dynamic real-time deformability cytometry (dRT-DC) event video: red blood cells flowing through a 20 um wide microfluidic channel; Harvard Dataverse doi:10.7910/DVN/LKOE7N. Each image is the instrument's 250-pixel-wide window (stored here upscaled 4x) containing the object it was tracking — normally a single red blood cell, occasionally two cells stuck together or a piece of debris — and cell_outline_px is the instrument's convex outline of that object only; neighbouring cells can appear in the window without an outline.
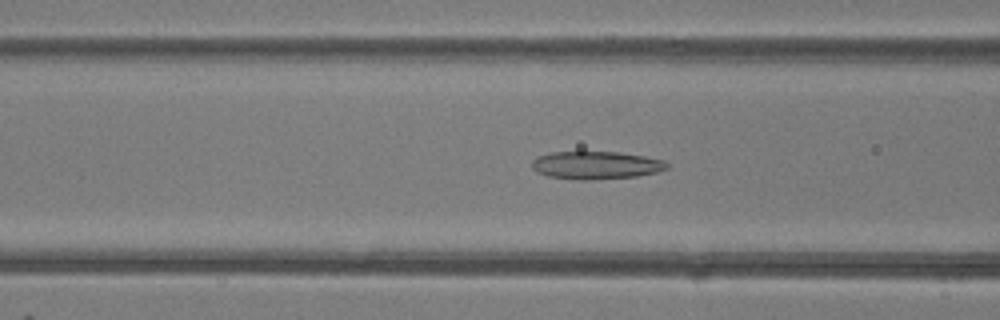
{"species": "common noctule bat (a hibernating species)", "species_latin": "Nyctalus noctula", "temperature_condition": "room temperature", "stored_images_in_passage": 47, "camera_frame_rate_fps": 3000, "um_per_image_px": 0.085, "animal": {"sex": "female"}, "frame": {"image": 1, "passage_image": 18, "time_ms": 5.667, "image_size_px": [1000, 320], "cell_outline_px": [[668, 168], [656, 172], [636, 176], [588, 180], [580, 180], [548, 176], [536, 172], [532, 168], [532, 160], [536, 156], [552, 152], [620, 152], [644, 156], [664, 160], [668, 164]], "centroid_in_image_um": [50.63, 14.04], "position_along_channel_um": 116.0, "area_um2": 21.91}}
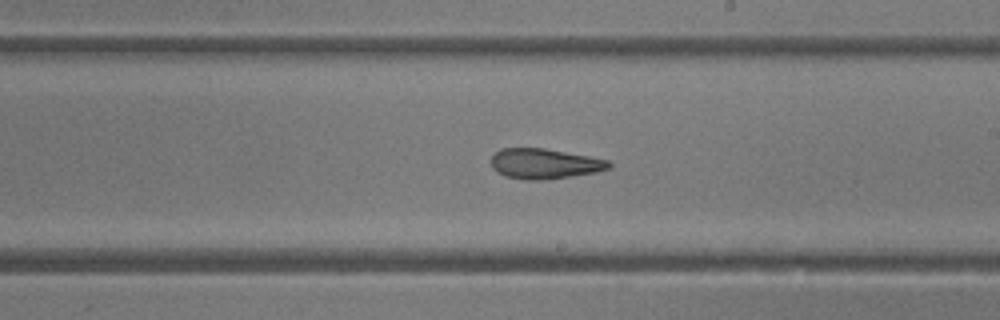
{"frame": {"image": 2, "passage_image": 27, "time_ms": 8.667, "image_size_px": [1000, 320], "cell_outline_px": [[612, 164], [608, 168], [596, 172], [572, 176], [544, 180], [524, 180], [504, 176], [496, 172], [492, 168], [492, 156], [500, 148], [544, 148], [588, 156], [608, 160]], "centroid_in_image_um": [46.25, 13.92], "position_along_channel_um": 242.8, "area_um2": 20.75}}
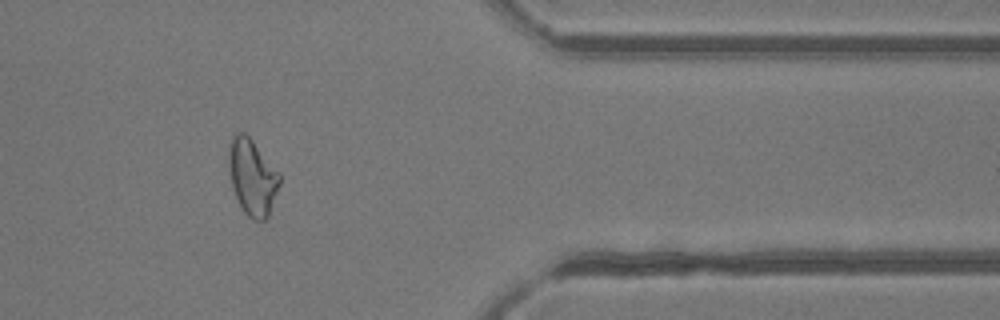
{"frame": {"image": 3, "passage_image": 39, "time_ms": 12.667, "image_size_px": [1000, 320], "cell_outline_px": [[280, 184], [268, 216], [264, 220], [252, 220], [244, 212], [232, 188], [228, 160], [228, 152], [232, 136], [236, 132], [244, 132], [252, 140], [280, 172]], "centroid_in_image_um": [21.45, 15.04], "position_along_channel_um": 390.0, "area_um2": 22.48}, "authors_computed_cell_mechanics": {"area_um2": 22.7732, "velocity_mm_per_s": 4.2283, "shape_relaxation_time_tau1_ms": null, "shape_relaxation_time_tau2_ms": 2.5349, "deformation_change_tau1": null, "deformation_change_tau2": 0.1007}}